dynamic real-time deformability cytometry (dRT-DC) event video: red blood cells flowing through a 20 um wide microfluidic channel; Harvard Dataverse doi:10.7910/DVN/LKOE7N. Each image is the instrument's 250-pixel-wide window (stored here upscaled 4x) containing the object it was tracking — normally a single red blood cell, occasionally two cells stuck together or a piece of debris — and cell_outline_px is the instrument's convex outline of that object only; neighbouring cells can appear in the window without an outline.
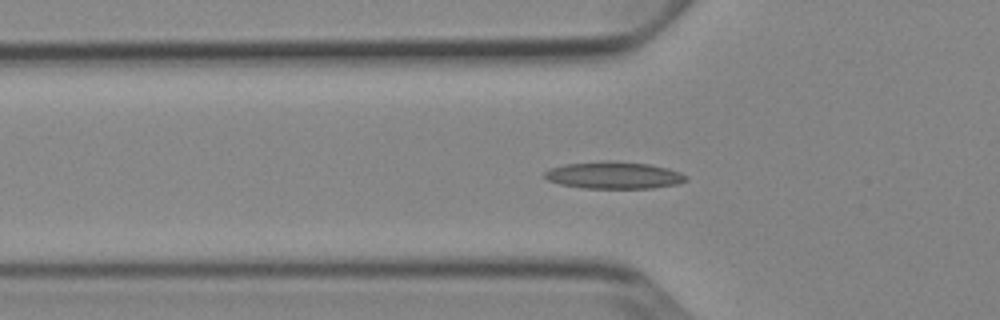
{"species": "Egyptian fruit bat (a non-hibernating species)", "species_latin": "Rousettus aegyptiacus", "temperature_condition": "cold", "stored_images_in_passage": 43, "camera_frame_rate_fps": 3000, "um_per_image_px": 0.085, "animal": {"sex": "female"}, "frame": {"image": 1, "passage_image": 7, "time_ms": 2.0, "image_size_px": [1000, 320], "cell_outline_px": [[688, 180], [676, 184], [652, 188], [584, 188], [560, 184], [548, 180], [544, 176], [544, 172], [552, 168], [564, 164], [608, 160], [648, 164], [668, 168], [680, 172], [688, 176]], "centroid_in_image_um": [52.19, 14.89], "position_along_channel_um": 73.6, "area_um2": 22.25}}
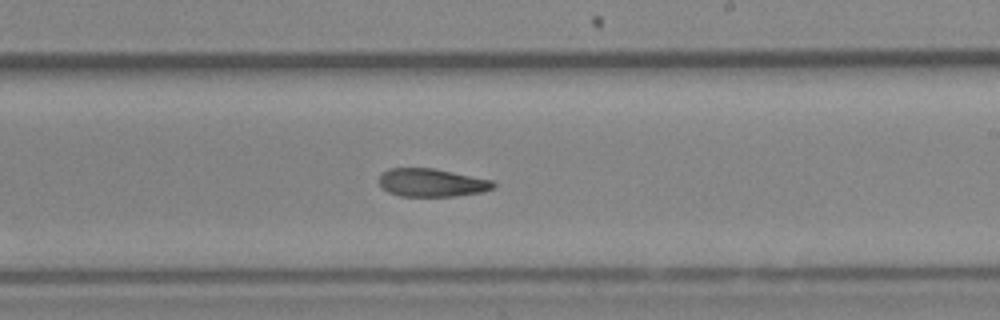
{"frame": {"image": 2, "passage_image": 21, "time_ms": 6.667, "image_size_px": [1000, 320], "cell_outline_px": [[496, 184], [492, 188], [480, 192], [456, 196], [400, 196], [388, 192], [380, 184], [380, 176], [388, 168], [432, 168], [492, 180]], "centroid_in_image_um": [36.68, 15.53], "position_along_channel_um": 252.3, "area_um2": 18.44}}
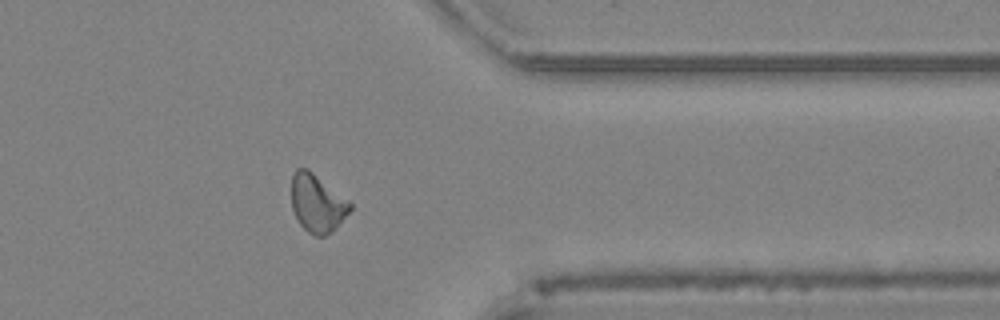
{"frame": {"image": 3, "passage_image": 32, "time_ms": 10.333, "image_size_px": [1000, 320], "cell_outline_px": [[352, 208], [332, 232], [324, 236], [316, 236], [308, 232], [300, 224], [292, 208], [292, 176], [296, 168], [308, 168], [348, 200], [352, 204]], "centroid_in_image_um": [26.96, 17.27], "position_along_channel_um": 384.4, "area_um2": 19.59}, "authors_computed_cell_mechanics": {"area_um2": 19.7098, "velocity_mm_per_s": 3.8413, "shape_relaxation_time_tau1_ms": null, "shape_relaxation_time_tau2_ms": 5.7307, "deformation_change_tau1": null, "deformation_change_tau2": 0.1359}}